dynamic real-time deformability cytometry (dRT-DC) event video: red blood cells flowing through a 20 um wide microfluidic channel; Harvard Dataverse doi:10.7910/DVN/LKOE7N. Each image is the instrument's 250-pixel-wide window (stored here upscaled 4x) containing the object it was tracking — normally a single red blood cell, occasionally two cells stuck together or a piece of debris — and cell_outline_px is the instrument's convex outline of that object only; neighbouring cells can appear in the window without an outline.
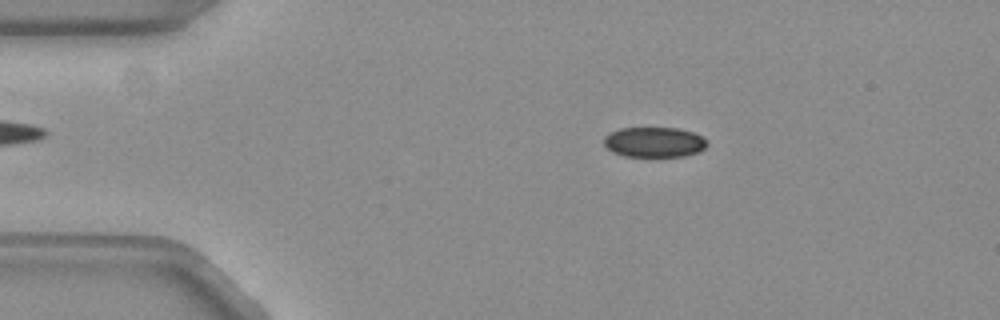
{"species": "common noctule bat (a hibernating species)", "species_latin": "Nyctalus noctula", "temperature_condition": "warm", "stored_images_in_passage": 53, "camera_frame_rate_fps": 3000, "um_per_image_px": 0.085, "animal": {"sex": "female", "body_mass_g": 19.3, "forearm_length_mm": 54.1}, "frame": {"image": 1, "passage_image": 9, "time_ms": 2.667, "image_size_px": [1000, 320], "cell_outline_px": [[708, 144], [704, 148], [696, 152], [684, 156], [624, 156], [612, 152], [604, 144], [604, 136], [608, 132], [620, 128], [680, 128], [692, 132], [700, 136]], "centroid_in_image_um": [55.55, 12.07], "position_along_channel_um": 29.4, "area_um2": 18.03}}
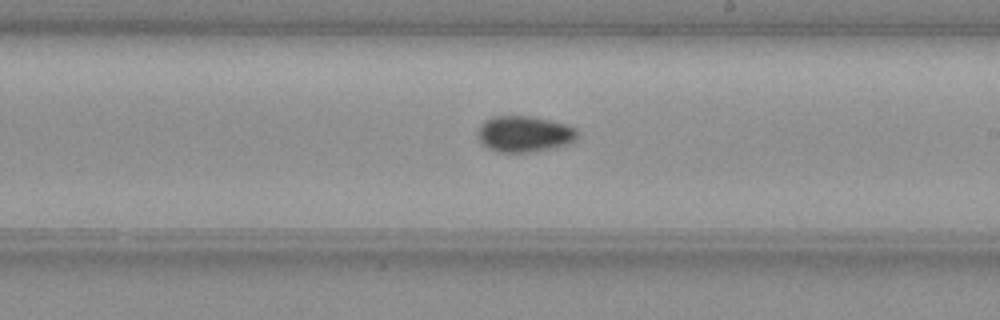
{"frame": {"image": 2, "passage_image": 30, "time_ms": 9.667, "image_size_px": [1000, 320], "cell_outline_px": [[576, 140], [568, 144], [556, 148], [536, 152], [496, 152], [480, 144], [480, 128], [484, 120], [492, 116], [532, 116], [552, 120], [568, 124], [576, 128]], "centroid_in_image_um": [44.61, 11.39], "position_along_channel_um": 244.4, "area_um2": 21.21}}
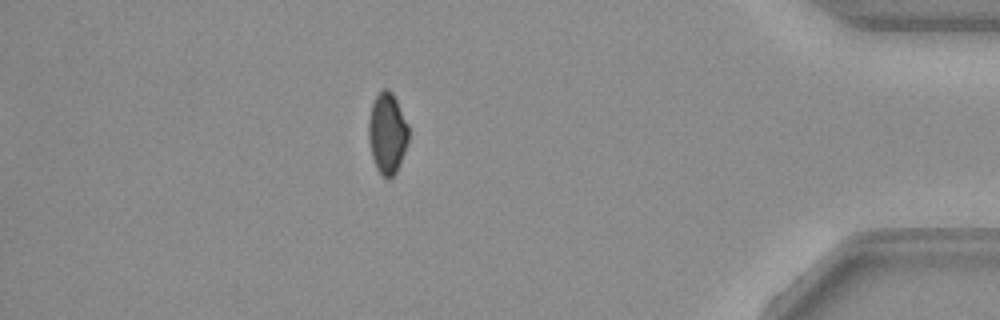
{"frame": {"image": 3, "passage_image": 46, "time_ms": 15.0, "image_size_px": [1000, 320], "cell_outline_px": [[408, 140], [404, 152], [396, 172], [388, 180], [376, 168], [372, 156], [368, 136], [368, 120], [372, 104], [376, 96], [384, 88], [388, 88], [392, 92], [408, 124]], "centroid_in_image_um": [32.91, 11.31], "position_along_channel_um": 402.3, "area_um2": 18.67}, "authors_computed_cell_mechanics": {"area_um2": 19.5364, "velocity_mm_per_s": 3.8294, "shape_relaxation_time_tau1_ms": 9.6668, "shape_relaxation_time_tau2_ms": 10.3985, "deformation_change_tau1": 0.138, "deformation_change_tau2": 0.0731}}